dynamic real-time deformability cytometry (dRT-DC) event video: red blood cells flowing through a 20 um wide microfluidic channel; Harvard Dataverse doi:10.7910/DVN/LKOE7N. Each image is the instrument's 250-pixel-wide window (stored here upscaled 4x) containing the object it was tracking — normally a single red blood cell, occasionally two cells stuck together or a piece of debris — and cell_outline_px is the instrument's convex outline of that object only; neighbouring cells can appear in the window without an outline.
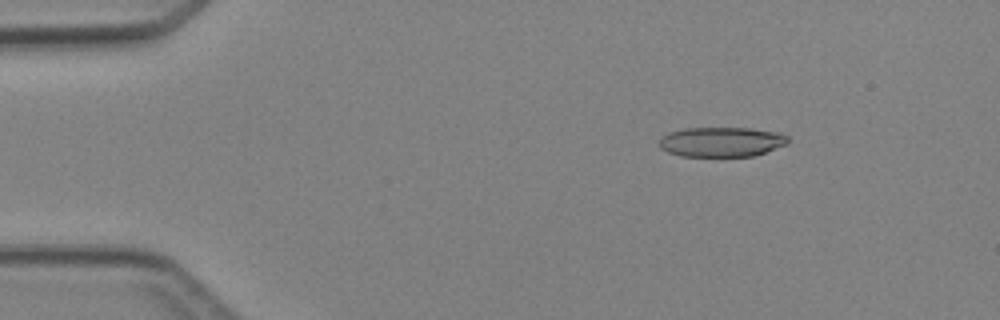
{"species": "Egyptian fruit bat (a non-hibernating species)", "species_latin": "Rousettus aegyptiacus", "temperature_condition": "cold", "stored_images_in_passage": 4, "camera_frame_rate_fps": 3000, "um_per_image_px": 0.085, "animal": {"sex": "female"}, "frame": {"image": 1, "passage_image": 2, "time_ms": 1.333, "image_size_px": [1000, 320], "cell_outline_px": [[788, 144], [752, 156], [680, 156], [668, 152], [660, 148], [656, 144], [664, 136], [672, 132], [684, 128], [748, 128], [780, 132], [788, 136]], "centroid_in_image_um": [61.33, 12.06], "position_along_channel_um": 23.7, "area_um2": 22.31}}
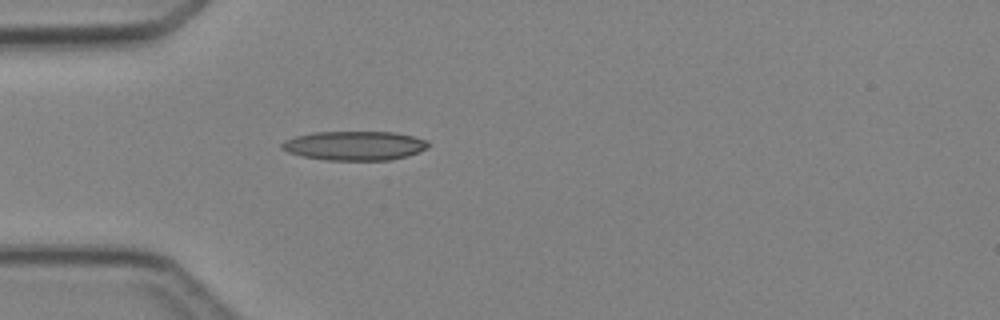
{"frame": {"image": 2, "passage_image": 4, "time_ms": 3.667, "image_size_px": [1000, 320], "cell_outline_px": [[428, 148], [420, 152], [408, 156], [388, 160], [324, 160], [304, 156], [288, 152], [280, 148], [280, 144], [284, 140], [296, 136], [312, 132], [396, 132], [428, 140]], "centroid_in_image_um": [30.15, 12.38], "position_along_channel_um": 54.9, "area_um2": 25.03}}